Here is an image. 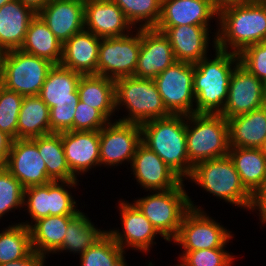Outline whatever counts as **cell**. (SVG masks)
I'll return each instance as SVG.
<instances>
[{"instance_id": "cell-1", "label": "cell", "mask_w": 266, "mask_h": 266, "mask_svg": "<svg viewBox=\"0 0 266 266\" xmlns=\"http://www.w3.org/2000/svg\"><path fill=\"white\" fill-rule=\"evenodd\" d=\"M216 18V48L221 51L240 54L246 47L266 40V4L260 0L224 5L218 8Z\"/></svg>"}, {"instance_id": "cell-2", "label": "cell", "mask_w": 266, "mask_h": 266, "mask_svg": "<svg viewBox=\"0 0 266 266\" xmlns=\"http://www.w3.org/2000/svg\"><path fill=\"white\" fill-rule=\"evenodd\" d=\"M212 42L216 57L194 64L195 113L219 114L223 110L232 72L240 62L239 54L217 49L215 37Z\"/></svg>"}, {"instance_id": "cell-3", "label": "cell", "mask_w": 266, "mask_h": 266, "mask_svg": "<svg viewBox=\"0 0 266 266\" xmlns=\"http://www.w3.org/2000/svg\"><path fill=\"white\" fill-rule=\"evenodd\" d=\"M185 120V115H170L141 124V142L182 180L188 179L194 168L187 155Z\"/></svg>"}, {"instance_id": "cell-4", "label": "cell", "mask_w": 266, "mask_h": 266, "mask_svg": "<svg viewBox=\"0 0 266 266\" xmlns=\"http://www.w3.org/2000/svg\"><path fill=\"white\" fill-rule=\"evenodd\" d=\"M186 144L189 162L228 156V121L221 114L193 113L186 116Z\"/></svg>"}, {"instance_id": "cell-5", "label": "cell", "mask_w": 266, "mask_h": 266, "mask_svg": "<svg viewBox=\"0 0 266 266\" xmlns=\"http://www.w3.org/2000/svg\"><path fill=\"white\" fill-rule=\"evenodd\" d=\"M114 83L116 111L124 105L129 112L127 116L118 119L119 121L142 124L171 115L153 79L129 76L116 79Z\"/></svg>"}, {"instance_id": "cell-6", "label": "cell", "mask_w": 266, "mask_h": 266, "mask_svg": "<svg viewBox=\"0 0 266 266\" xmlns=\"http://www.w3.org/2000/svg\"><path fill=\"white\" fill-rule=\"evenodd\" d=\"M188 180L227 203L250 210L252 195L243 186L229 156L198 162Z\"/></svg>"}, {"instance_id": "cell-7", "label": "cell", "mask_w": 266, "mask_h": 266, "mask_svg": "<svg viewBox=\"0 0 266 266\" xmlns=\"http://www.w3.org/2000/svg\"><path fill=\"white\" fill-rule=\"evenodd\" d=\"M184 181L174 189L152 191L150 195L138 198L133 202L151 222L159 235L168 242L175 239L184 215L191 208L189 196L184 188Z\"/></svg>"}, {"instance_id": "cell-8", "label": "cell", "mask_w": 266, "mask_h": 266, "mask_svg": "<svg viewBox=\"0 0 266 266\" xmlns=\"http://www.w3.org/2000/svg\"><path fill=\"white\" fill-rule=\"evenodd\" d=\"M190 209L183 217L174 240L184 251L224 248L232 237L231 231L209 217L189 198ZM195 205V206H194Z\"/></svg>"}, {"instance_id": "cell-9", "label": "cell", "mask_w": 266, "mask_h": 266, "mask_svg": "<svg viewBox=\"0 0 266 266\" xmlns=\"http://www.w3.org/2000/svg\"><path fill=\"white\" fill-rule=\"evenodd\" d=\"M134 28L136 34L101 38L97 75L113 80L134 76L141 49V28Z\"/></svg>"}, {"instance_id": "cell-10", "label": "cell", "mask_w": 266, "mask_h": 266, "mask_svg": "<svg viewBox=\"0 0 266 266\" xmlns=\"http://www.w3.org/2000/svg\"><path fill=\"white\" fill-rule=\"evenodd\" d=\"M194 70V64L176 61L153 79L171 115L188 116L195 113Z\"/></svg>"}, {"instance_id": "cell-11", "label": "cell", "mask_w": 266, "mask_h": 266, "mask_svg": "<svg viewBox=\"0 0 266 266\" xmlns=\"http://www.w3.org/2000/svg\"><path fill=\"white\" fill-rule=\"evenodd\" d=\"M53 63L18 50L7 53L4 64L3 87L22 96L39 95Z\"/></svg>"}, {"instance_id": "cell-12", "label": "cell", "mask_w": 266, "mask_h": 266, "mask_svg": "<svg viewBox=\"0 0 266 266\" xmlns=\"http://www.w3.org/2000/svg\"><path fill=\"white\" fill-rule=\"evenodd\" d=\"M75 181H52L46 185L31 186L24 189L23 206H27L33 223L49 215H77L76 201L64 186L75 187ZM66 184V185H65Z\"/></svg>"}, {"instance_id": "cell-13", "label": "cell", "mask_w": 266, "mask_h": 266, "mask_svg": "<svg viewBox=\"0 0 266 266\" xmlns=\"http://www.w3.org/2000/svg\"><path fill=\"white\" fill-rule=\"evenodd\" d=\"M141 143V124L109 121L99 131L100 165L118 166L125 161L130 165L137 146Z\"/></svg>"}, {"instance_id": "cell-14", "label": "cell", "mask_w": 266, "mask_h": 266, "mask_svg": "<svg viewBox=\"0 0 266 266\" xmlns=\"http://www.w3.org/2000/svg\"><path fill=\"white\" fill-rule=\"evenodd\" d=\"M263 94L264 83L239 62L232 72L228 97L219 114L226 119L247 114L263 106Z\"/></svg>"}, {"instance_id": "cell-15", "label": "cell", "mask_w": 266, "mask_h": 266, "mask_svg": "<svg viewBox=\"0 0 266 266\" xmlns=\"http://www.w3.org/2000/svg\"><path fill=\"white\" fill-rule=\"evenodd\" d=\"M5 168L24 188L52 182L38 146L32 139L13 140Z\"/></svg>"}, {"instance_id": "cell-16", "label": "cell", "mask_w": 266, "mask_h": 266, "mask_svg": "<svg viewBox=\"0 0 266 266\" xmlns=\"http://www.w3.org/2000/svg\"><path fill=\"white\" fill-rule=\"evenodd\" d=\"M130 166L135 179L146 191L174 189L183 181L154 151L142 142L137 146Z\"/></svg>"}, {"instance_id": "cell-17", "label": "cell", "mask_w": 266, "mask_h": 266, "mask_svg": "<svg viewBox=\"0 0 266 266\" xmlns=\"http://www.w3.org/2000/svg\"><path fill=\"white\" fill-rule=\"evenodd\" d=\"M175 62L173 48L164 33L155 28H141V49L134 76L154 79Z\"/></svg>"}, {"instance_id": "cell-18", "label": "cell", "mask_w": 266, "mask_h": 266, "mask_svg": "<svg viewBox=\"0 0 266 266\" xmlns=\"http://www.w3.org/2000/svg\"><path fill=\"white\" fill-rule=\"evenodd\" d=\"M119 206L123 232L110 229L108 233L123 250L131 247L148 253L158 231L133 203L120 200Z\"/></svg>"}, {"instance_id": "cell-19", "label": "cell", "mask_w": 266, "mask_h": 266, "mask_svg": "<svg viewBox=\"0 0 266 266\" xmlns=\"http://www.w3.org/2000/svg\"><path fill=\"white\" fill-rule=\"evenodd\" d=\"M132 24L113 0H87L84 28L99 38L121 37L132 32ZM126 31V32H125Z\"/></svg>"}, {"instance_id": "cell-20", "label": "cell", "mask_w": 266, "mask_h": 266, "mask_svg": "<svg viewBox=\"0 0 266 266\" xmlns=\"http://www.w3.org/2000/svg\"><path fill=\"white\" fill-rule=\"evenodd\" d=\"M210 25L155 27L168 38L176 61L196 64L207 57Z\"/></svg>"}, {"instance_id": "cell-21", "label": "cell", "mask_w": 266, "mask_h": 266, "mask_svg": "<svg viewBox=\"0 0 266 266\" xmlns=\"http://www.w3.org/2000/svg\"><path fill=\"white\" fill-rule=\"evenodd\" d=\"M84 5L80 0H50L37 14L64 44L85 29Z\"/></svg>"}, {"instance_id": "cell-22", "label": "cell", "mask_w": 266, "mask_h": 266, "mask_svg": "<svg viewBox=\"0 0 266 266\" xmlns=\"http://www.w3.org/2000/svg\"><path fill=\"white\" fill-rule=\"evenodd\" d=\"M62 145L67 164L76 178L100 165L99 131L62 132Z\"/></svg>"}, {"instance_id": "cell-23", "label": "cell", "mask_w": 266, "mask_h": 266, "mask_svg": "<svg viewBox=\"0 0 266 266\" xmlns=\"http://www.w3.org/2000/svg\"><path fill=\"white\" fill-rule=\"evenodd\" d=\"M218 17V7L211 0H162L161 16L156 27L209 25Z\"/></svg>"}, {"instance_id": "cell-24", "label": "cell", "mask_w": 266, "mask_h": 266, "mask_svg": "<svg viewBox=\"0 0 266 266\" xmlns=\"http://www.w3.org/2000/svg\"><path fill=\"white\" fill-rule=\"evenodd\" d=\"M101 38L83 30L74 34L62 46L60 65L81 75H97Z\"/></svg>"}, {"instance_id": "cell-25", "label": "cell", "mask_w": 266, "mask_h": 266, "mask_svg": "<svg viewBox=\"0 0 266 266\" xmlns=\"http://www.w3.org/2000/svg\"><path fill=\"white\" fill-rule=\"evenodd\" d=\"M30 7L13 0L0 7V49L10 51L21 48L28 25L36 15Z\"/></svg>"}, {"instance_id": "cell-26", "label": "cell", "mask_w": 266, "mask_h": 266, "mask_svg": "<svg viewBox=\"0 0 266 266\" xmlns=\"http://www.w3.org/2000/svg\"><path fill=\"white\" fill-rule=\"evenodd\" d=\"M229 147L260 148L266 139V108L227 119Z\"/></svg>"}, {"instance_id": "cell-27", "label": "cell", "mask_w": 266, "mask_h": 266, "mask_svg": "<svg viewBox=\"0 0 266 266\" xmlns=\"http://www.w3.org/2000/svg\"><path fill=\"white\" fill-rule=\"evenodd\" d=\"M76 215H49L35 221L21 222L30 228L32 250L46 256L62 247L68 223Z\"/></svg>"}, {"instance_id": "cell-28", "label": "cell", "mask_w": 266, "mask_h": 266, "mask_svg": "<svg viewBox=\"0 0 266 266\" xmlns=\"http://www.w3.org/2000/svg\"><path fill=\"white\" fill-rule=\"evenodd\" d=\"M63 44L56 38L41 17L36 14L30 21L21 51L60 65Z\"/></svg>"}, {"instance_id": "cell-29", "label": "cell", "mask_w": 266, "mask_h": 266, "mask_svg": "<svg viewBox=\"0 0 266 266\" xmlns=\"http://www.w3.org/2000/svg\"><path fill=\"white\" fill-rule=\"evenodd\" d=\"M81 74L61 65H53L39 93L40 98L50 108L57 102L80 101L77 91Z\"/></svg>"}, {"instance_id": "cell-30", "label": "cell", "mask_w": 266, "mask_h": 266, "mask_svg": "<svg viewBox=\"0 0 266 266\" xmlns=\"http://www.w3.org/2000/svg\"><path fill=\"white\" fill-rule=\"evenodd\" d=\"M79 100L99 110L109 121L115 109V83L99 75H82L77 88Z\"/></svg>"}, {"instance_id": "cell-31", "label": "cell", "mask_w": 266, "mask_h": 266, "mask_svg": "<svg viewBox=\"0 0 266 266\" xmlns=\"http://www.w3.org/2000/svg\"><path fill=\"white\" fill-rule=\"evenodd\" d=\"M232 160L240 180L253 196L266 178V158L260 148L229 147Z\"/></svg>"}, {"instance_id": "cell-32", "label": "cell", "mask_w": 266, "mask_h": 266, "mask_svg": "<svg viewBox=\"0 0 266 266\" xmlns=\"http://www.w3.org/2000/svg\"><path fill=\"white\" fill-rule=\"evenodd\" d=\"M51 134L50 109L39 95L24 96L18 117L17 139Z\"/></svg>"}, {"instance_id": "cell-33", "label": "cell", "mask_w": 266, "mask_h": 266, "mask_svg": "<svg viewBox=\"0 0 266 266\" xmlns=\"http://www.w3.org/2000/svg\"><path fill=\"white\" fill-rule=\"evenodd\" d=\"M45 162L47 175L52 181L78 180L71 172L62 145V132L32 138Z\"/></svg>"}, {"instance_id": "cell-34", "label": "cell", "mask_w": 266, "mask_h": 266, "mask_svg": "<svg viewBox=\"0 0 266 266\" xmlns=\"http://www.w3.org/2000/svg\"><path fill=\"white\" fill-rule=\"evenodd\" d=\"M107 230H100L80 211L69 223L62 247L58 252L69 251L80 256L100 239Z\"/></svg>"}, {"instance_id": "cell-35", "label": "cell", "mask_w": 266, "mask_h": 266, "mask_svg": "<svg viewBox=\"0 0 266 266\" xmlns=\"http://www.w3.org/2000/svg\"><path fill=\"white\" fill-rule=\"evenodd\" d=\"M32 251L30 228L14 223L0 233V264L25 258Z\"/></svg>"}, {"instance_id": "cell-36", "label": "cell", "mask_w": 266, "mask_h": 266, "mask_svg": "<svg viewBox=\"0 0 266 266\" xmlns=\"http://www.w3.org/2000/svg\"><path fill=\"white\" fill-rule=\"evenodd\" d=\"M124 254L107 231L80 256V266H127Z\"/></svg>"}, {"instance_id": "cell-37", "label": "cell", "mask_w": 266, "mask_h": 266, "mask_svg": "<svg viewBox=\"0 0 266 266\" xmlns=\"http://www.w3.org/2000/svg\"><path fill=\"white\" fill-rule=\"evenodd\" d=\"M134 27L155 28L161 16L162 0H113Z\"/></svg>"}, {"instance_id": "cell-38", "label": "cell", "mask_w": 266, "mask_h": 266, "mask_svg": "<svg viewBox=\"0 0 266 266\" xmlns=\"http://www.w3.org/2000/svg\"><path fill=\"white\" fill-rule=\"evenodd\" d=\"M24 96L0 87V130L17 139L18 117Z\"/></svg>"}, {"instance_id": "cell-39", "label": "cell", "mask_w": 266, "mask_h": 266, "mask_svg": "<svg viewBox=\"0 0 266 266\" xmlns=\"http://www.w3.org/2000/svg\"><path fill=\"white\" fill-rule=\"evenodd\" d=\"M24 187L5 168H0V218L12 210L23 208Z\"/></svg>"}, {"instance_id": "cell-40", "label": "cell", "mask_w": 266, "mask_h": 266, "mask_svg": "<svg viewBox=\"0 0 266 266\" xmlns=\"http://www.w3.org/2000/svg\"><path fill=\"white\" fill-rule=\"evenodd\" d=\"M179 258L177 266H231L234 261L224 248L183 251Z\"/></svg>"}, {"instance_id": "cell-41", "label": "cell", "mask_w": 266, "mask_h": 266, "mask_svg": "<svg viewBox=\"0 0 266 266\" xmlns=\"http://www.w3.org/2000/svg\"><path fill=\"white\" fill-rule=\"evenodd\" d=\"M239 59L259 80L266 82V40L246 47L239 54Z\"/></svg>"}, {"instance_id": "cell-42", "label": "cell", "mask_w": 266, "mask_h": 266, "mask_svg": "<svg viewBox=\"0 0 266 266\" xmlns=\"http://www.w3.org/2000/svg\"><path fill=\"white\" fill-rule=\"evenodd\" d=\"M109 120L97 109L79 101L73 121V131H100Z\"/></svg>"}, {"instance_id": "cell-43", "label": "cell", "mask_w": 266, "mask_h": 266, "mask_svg": "<svg viewBox=\"0 0 266 266\" xmlns=\"http://www.w3.org/2000/svg\"><path fill=\"white\" fill-rule=\"evenodd\" d=\"M79 101L57 102L50 108L51 133H61L73 130L74 115Z\"/></svg>"}, {"instance_id": "cell-44", "label": "cell", "mask_w": 266, "mask_h": 266, "mask_svg": "<svg viewBox=\"0 0 266 266\" xmlns=\"http://www.w3.org/2000/svg\"><path fill=\"white\" fill-rule=\"evenodd\" d=\"M259 210L258 216L261 218L259 220H263L266 217V178L263 181L261 187L254 193L252 196V204L250 210Z\"/></svg>"}, {"instance_id": "cell-45", "label": "cell", "mask_w": 266, "mask_h": 266, "mask_svg": "<svg viewBox=\"0 0 266 266\" xmlns=\"http://www.w3.org/2000/svg\"><path fill=\"white\" fill-rule=\"evenodd\" d=\"M45 258L46 256L32 250L25 258L0 264V266H45Z\"/></svg>"}, {"instance_id": "cell-46", "label": "cell", "mask_w": 266, "mask_h": 266, "mask_svg": "<svg viewBox=\"0 0 266 266\" xmlns=\"http://www.w3.org/2000/svg\"><path fill=\"white\" fill-rule=\"evenodd\" d=\"M13 139L0 130V168L5 167Z\"/></svg>"}, {"instance_id": "cell-47", "label": "cell", "mask_w": 266, "mask_h": 266, "mask_svg": "<svg viewBox=\"0 0 266 266\" xmlns=\"http://www.w3.org/2000/svg\"><path fill=\"white\" fill-rule=\"evenodd\" d=\"M23 5L30 7L38 13L50 0H19Z\"/></svg>"}, {"instance_id": "cell-48", "label": "cell", "mask_w": 266, "mask_h": 266, "mask_svg": "<svg viewBox=\"0 0 266 266\" xmlns=\"http://www.w3.org/2000/svg\"><path fill=\"white\" fill-rule=\"evenodd\" d=\"M8 51L0 49V87L3 86L4 64Z\"/></svg>"}, {"instance_id": "cell-49", "label": "cell", "mask_w": 266, "mask_h": 266, "mask_svg": "<svg viewBox=\"0 0 266 266\" xmlns=\"http://www.w3.org/2000/svg\"><path fill=\"white\" fill-rule=\"evenodd\" d=\"M218 8L231 4V3H241V2H247L250 0H211Z\"/></svg>"}, {"instance_id": "cell-50", "label": "cell", "mask_w": 266, "mask_h": 266, "mask_svg": "<svg viewBox=\"0 0 266 266\" xmlns=\"http://www.w3.org/2000/svg\"><path fill=\"white\" fill-rule=\"evenodd\" d=\"M260 150L262 152V154L265 156L266 158V139L264 140L262 146L260 147Z\"/></svg>"}, {"instance_id": "cell-51", "label": "cell", "mask_w": 266, "mask_h": 266, "mask_svg": "<svg viewBox=\"0 0 266 266\" xmlns=\"http://www.w3.org/2000/svg\"><path fill=\"white\" fill-rule=\"evenodd\" d=\"M263 106L266 108V82H264Z\"/></svg>"}, {"instance_id": "cell-52", "label": "cell", "mask_w": 266, "mask_h": 266, "mask_svg": "<svg viewBox=\"0 0 266 266\" xmlns=\"http://www.w3.org/2000/svg\"><path fill=\"white\" fill-rule=\"evenodd\" d=\"M13 0H0V7L3 6L4 4L11 2Z\"/></svg>"}, {"instance_id": "cell-53", "label": "cell", "mask_w": 266, "mask_h": 266, "mask_svg": "<svg viewBox=\"0 0 266 266\" xmlns=\"http://www.w3.org/2000/svg\"><path fill=\"white\" fill-rule=\"evenodd\" d=\"M260 222H262V224H265L266 223V217Z\"/></svg>"}]
</instances>
